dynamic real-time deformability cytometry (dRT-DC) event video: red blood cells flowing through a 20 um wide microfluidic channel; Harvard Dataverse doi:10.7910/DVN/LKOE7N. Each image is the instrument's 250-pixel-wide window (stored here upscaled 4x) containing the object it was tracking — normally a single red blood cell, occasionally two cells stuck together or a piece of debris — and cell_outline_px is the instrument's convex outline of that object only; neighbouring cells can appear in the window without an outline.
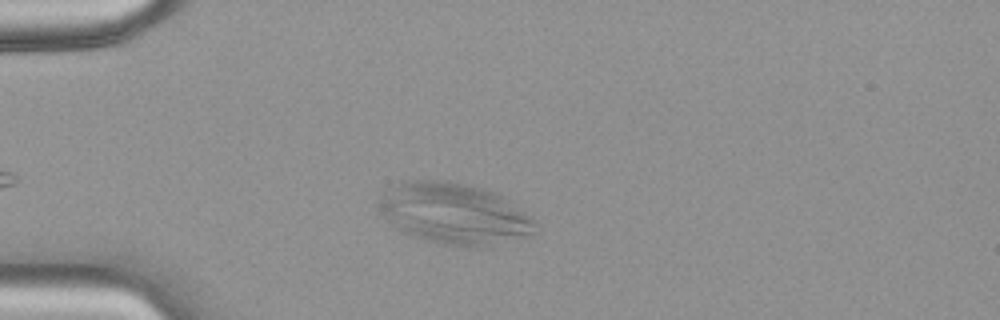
{"species": "common noctule bat (a hibernating species)", "species_latin": "Nyctalus noctula", "temperature_condition": "warm", "stored_images_in_passage": 40, "camera_frame_rate_fps": 3000, "um_per_image_px": 0.085, "animal": {"sex": "female", "body_mass_g": 18.4}, "frame": {"image": 1, "passage_image": 8, "time_ms": 2.333, "image_size_px": [1000, 320], "cell_outline_px": [[536, 224], [532, 232], [484, 248], [468, 248], [440, 244], [424, 240], [412, 236], [404, 232], [400, 228], [376, 200], [384, 192], [404, 184], [460, 184], [480, 188], [492, 192], [500, 196], [528, 216]], "centroid_in_image_um": [38.66, 18.26], "position_along_channel_um": 46.3, "area_um2": 52.25}}
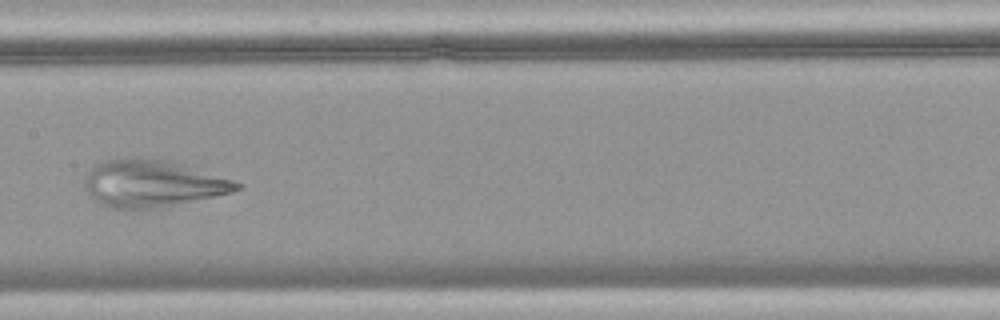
{"frame": {"image": 2, "passage_image": 21, "time_ms": 6.667, "image_size_px": [1000, 320], "cell_outline_px": [[244, 188], [232, 192], [156, 208], [112, 208], [100, 204], [88, 192], [84, 184], [84, 180], [88, 172], [96, 164], [104, 160], [124, 156], [152, 156], [172, 160], [244, 184]], "centroid_in_image_um": [12.94, 15.54], "position_along_channel_um": 194.5, "area_um2": 42.02}}
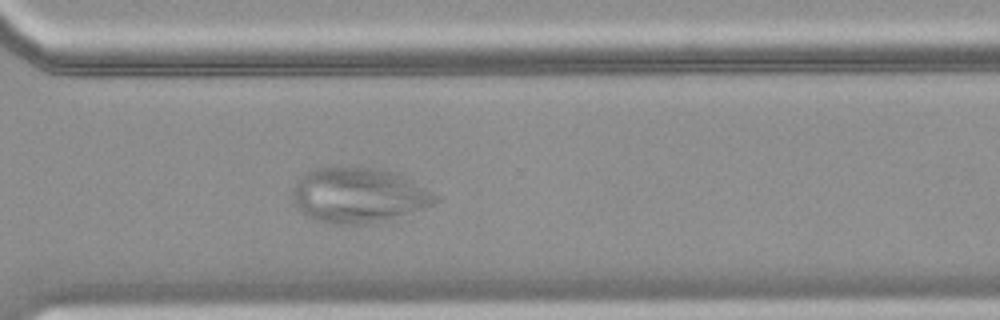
{"frame": {"image": 3, "passage_image": 32, "time_ms": 10.333, "image_size_px": [1000, 320], "cell_outline_px": [[444, 196], [436, 204], [376, 224], [328, 224], [316, 220], [308, 216], [292, 200], [292, 192], [300, 176], [304, 172], [312, 168], [384, 168], [404, 172]], "centroid_in_image_um": [30.64, 16.58], "position_along_channel_um": 340.0, "area_um2": 47.28}}